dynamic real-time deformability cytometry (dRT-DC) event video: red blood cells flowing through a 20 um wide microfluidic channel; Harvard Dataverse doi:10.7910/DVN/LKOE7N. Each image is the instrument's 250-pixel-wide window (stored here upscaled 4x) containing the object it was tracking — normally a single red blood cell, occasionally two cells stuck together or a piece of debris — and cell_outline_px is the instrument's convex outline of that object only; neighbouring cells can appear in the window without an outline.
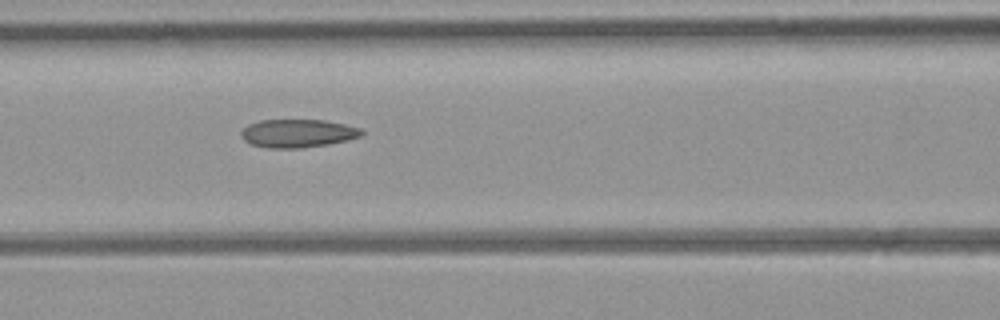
{"species": "common noctule bat (a hibernating species)", "species_latin": "Nyctalus noctula", "temperature_condition": "room temperature", "stored_images_in_passage": 6, "segment_of_instrument_passage": [1, 2], "camera_frame_rate_fps": 3000, "um_per_image_px": 0.085, "animal": {"sex": "female", "body_mass_g": 21.9}, "frame": {"image": 1, "passage_image": 3, "time_ms": 3.0, "image_size_px": [1000, 320], "cell_outline_px": [[364, 132], [360, 136], [344, 140], [324, 144], [300, 148], [268, 148], [252, 144], [244, 140], [240, 136], [240, 132], [248, 124], [260, 120], [324, 120], [344, 124], [360, 128]], "centroid_in_image_um": [25.25, 11.32], "position_along_channel_um": 141.4, "area_um2": 19.54}}
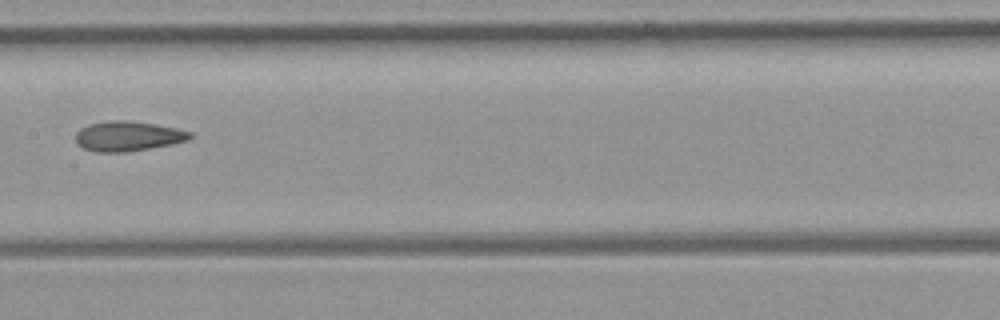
{"frame": {"image": 2, "passage_image": 4, "time_ms": 4.333, "image_size_px": [1000, 320], "cell_outline_px": [[192, 136], [188, 140], [172, 144], [128, 152], [96, 152], [84, 148], [76, 144], [76, 132], [80, 128], [88, 124], [108, 120], [128, 120], [156, 124], [176, 128], [192, 132]], "centroid_in_image_um": [10.86, 11.57], "position_along_channel_um": 196.5, "area_um2": 20.11}}
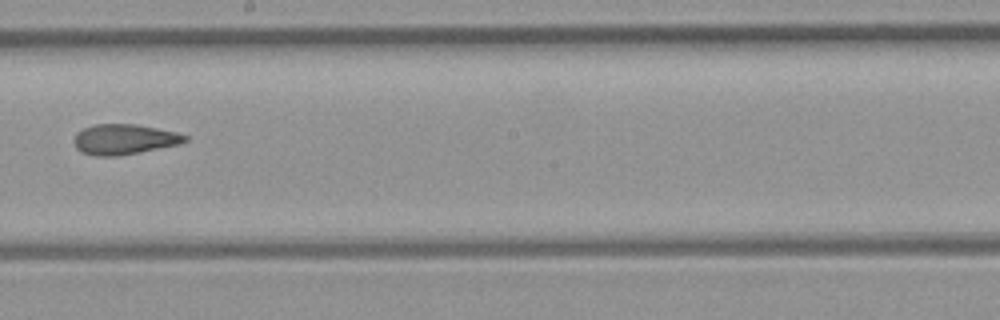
{"frame": {"image": 3, "passage_image": 5, "time_ms": 5.333, "image_size_px": [1000, 320], "cell_outline_px": [[188, 140], [180, 144], [140, 152], [116, 156], [96, 156], [80, 152], [76, 148], [72, 140], [76, 132], [84, 128], [96, 124], [136, 124], [176, 132], [188, 136]], "centroid_in_image_um": [10.53, 11.84], "position_along_channel_um": 237.7, "area_um2": 19.71}}